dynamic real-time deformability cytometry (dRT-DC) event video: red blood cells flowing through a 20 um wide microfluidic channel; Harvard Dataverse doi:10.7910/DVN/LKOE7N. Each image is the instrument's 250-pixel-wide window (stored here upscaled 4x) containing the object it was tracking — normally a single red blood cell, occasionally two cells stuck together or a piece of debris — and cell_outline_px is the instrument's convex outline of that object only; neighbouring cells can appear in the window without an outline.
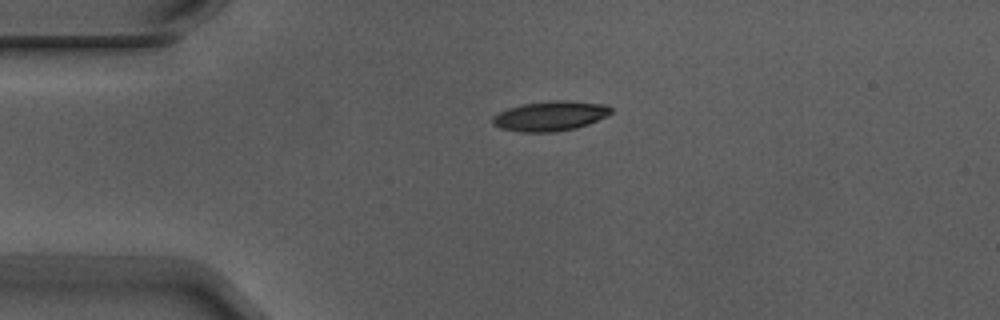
{"species": "Egyptian fruit bat (a non-hibernating species)", "species_latin": "Rousettus aegyptiacus", "temperature_condition": "warm", "stored_images_in_passage": 2, "camera_frame_rate_fps": 3000, "um_per_image_px": 0.085, "animal": {"sex": "male"}, "frame": {"image": 1, "passage_image": 1, "time_ms": 0.0, "image_size_px": [1000, 320], "cell_outline_px": [[612, 112], [608, 116], [588, 124], [576, 128], [556, 132], [520, 132], [500, 128], [492, 124], [492, 116], [508, 108], [524, 104], [552, 100], [564, 100], [604, 104], [612, 108]], "centroid_in_image_um": [46.77, 9.86], "position_along_channel_um": 38.2, "area_um2": 20.63}}